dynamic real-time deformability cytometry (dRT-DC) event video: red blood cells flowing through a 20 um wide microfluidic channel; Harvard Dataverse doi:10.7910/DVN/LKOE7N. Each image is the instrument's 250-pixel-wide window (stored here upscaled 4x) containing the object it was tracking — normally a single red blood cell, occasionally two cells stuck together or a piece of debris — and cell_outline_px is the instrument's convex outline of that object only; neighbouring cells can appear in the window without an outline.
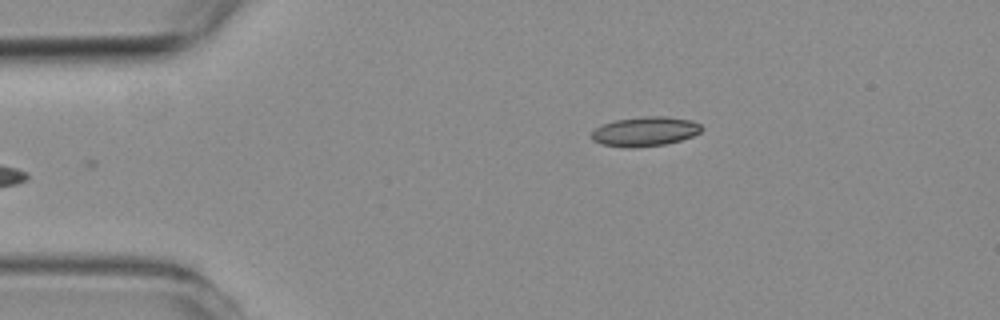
{"species": "common noctule bat (a hibernating species)", "species_latin": "Nyctalus noctula", "temperature_condition": "room temperature", "stored_images_in_passage": 5, "camera_frame_rate_fps": 3000, "um_per_image_px": 0.085, "animal": {"sex": "female", "body_mass_g": 19.3, "forearm_length_mm": 54.1}, "frame": {"image": 1, "passage_image": 5, "time_ms": 5.333, "image_size_px": [1000, 320], "cell_outline_px": [[704, 128], [700, 132], [692, 136], [680, 140], [664, 144], [628, 148], [604, 144], [592, 140], [588, 136], [600, 124], [616, 120], [644, 116], [668, 116], [692, 120], [700, 124]], "centroid_in_image_um": [54.82, 11.16], "position_along_channel_um": 30.2, "area_um2": 18.96}}